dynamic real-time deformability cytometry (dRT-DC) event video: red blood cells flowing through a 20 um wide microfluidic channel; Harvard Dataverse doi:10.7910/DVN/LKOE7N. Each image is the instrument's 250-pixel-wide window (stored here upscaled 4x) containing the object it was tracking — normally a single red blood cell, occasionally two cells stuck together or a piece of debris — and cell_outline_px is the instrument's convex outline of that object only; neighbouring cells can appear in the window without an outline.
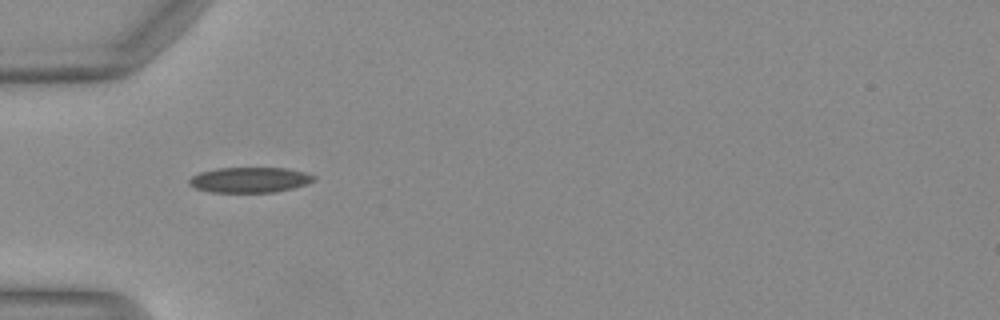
{"species": "Egyptian fruit bat (a non-hibernating species)", "species_latin": "Rousettus aegyptiacus", "temperature_condition": "warm", "stored_images_in_passage": 34, "camera_frame_rate_fps": 3000, "um_per_image_px": 0.085, "animal": {"sex": "female"}, "frame": {"image": 1, "passage_image": 1, "time_ms": 0.0, "image_size_px": [1000, 320], "cell_outline_px": [[316, 180], [308, 184], [276, 192], [212, 192], [196, 188], [188, 184], [188, 180], [192, 176], [200, 172], [216, 168], [288, 168], [304, 172], [316, 176]], "centroid_in_image_um": [21.25, 15.28], "position_along_channel_um": 63.8, "area_um2": 18.5}}
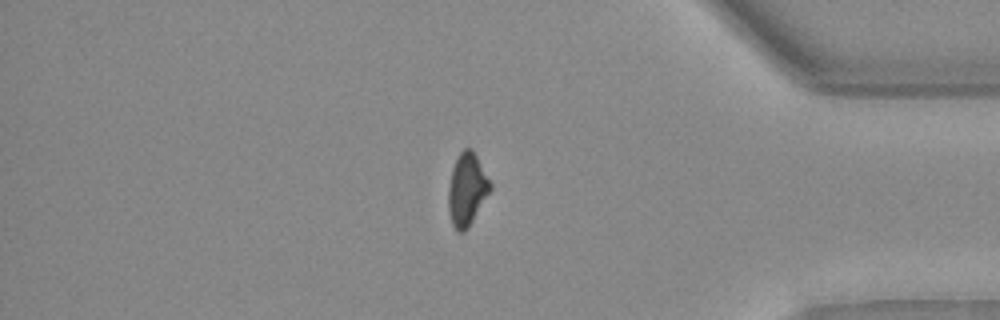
{"frame": {"image": 2, "passage_image": 27, "time_ms": 8.667, "image_size_px": [1000, 320], "cell_outline_px": [[492, 188], [468, 228], [464, 232], [456, 232], [452, 224], [448, 208], [448, 188], [452, 168], [460, 152], [464, 148], [472, 148], [492, 184]], "centroid_in_image_um": [39.68, 16.11], "position_along_channel_um": 395.5, "area_um2": 17.69}}
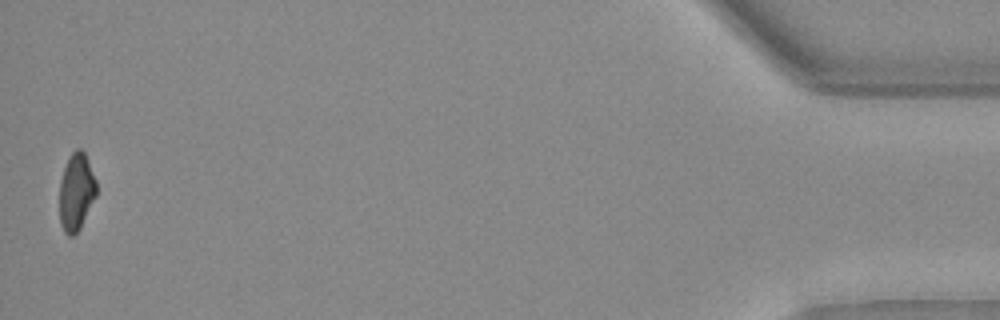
{"frame": {"image": 3, "passage_image": 34, "time_ms": 11.0, "image_size_px": [1000, 320], "cell_outline_px": [[96, 196], [80, 228], [72, 236], [68, 236], [64, 232], [60, 224], [60, 180], [68, 156], [76, 148], [80, 148], [84, 152], [88, 160], [96, 180]], "centroid_in_image_um": [6.48, 16.29], "position_along_channel_um": 428.7, "area_um2": 16.65}, "authors_computed_cell_mechanics": {"area_um2": 18.3804, "velocity_mm_per_s": 4.1457, "shape_relaxation_time_tau1_ms": 8.0425, "shape_relaxation_time_tau2_ms": 1.7381, "deformation_change_tau1": 0.1793, "deformation_change_tau2": 0.0708}}